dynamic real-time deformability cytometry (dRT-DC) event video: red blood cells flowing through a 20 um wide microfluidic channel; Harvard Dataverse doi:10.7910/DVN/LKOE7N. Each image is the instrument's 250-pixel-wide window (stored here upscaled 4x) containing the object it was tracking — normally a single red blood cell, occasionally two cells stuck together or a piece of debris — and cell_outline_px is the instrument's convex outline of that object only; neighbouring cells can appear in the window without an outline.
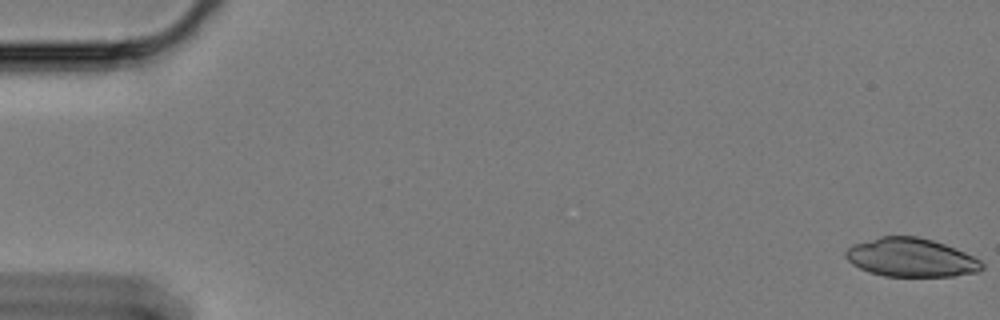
{"species": "Egyptian fruit bat (a non-hibernating species)", "species_latin": "Rousettus aegyptiacus", "temperature_condition": "cold", "stored_images_in_passage": 61, "camera_frame_rate_fps": 3000, "um_per_image_px": 0.085, "animal": {"sex": "female"}, "frame": {"image": 1, "passage_image": 1, "time_ms": 0.0, "image_size_px": [1000, 320], "cell_outline_px": [[984, 268], [980, 272], [952, 276], [884, 276], [868, 272], [852, 264], [844, 256], [844, 252], [852, 244], [880, 236], [916, 236], [932, 240], [944, 244], [964, 252], [980, 260], [984, 264]], "centroid_in_image_um": [77.42, 21.89], "position_along_channel_um": 7.6, "area_um2": 30.75}}
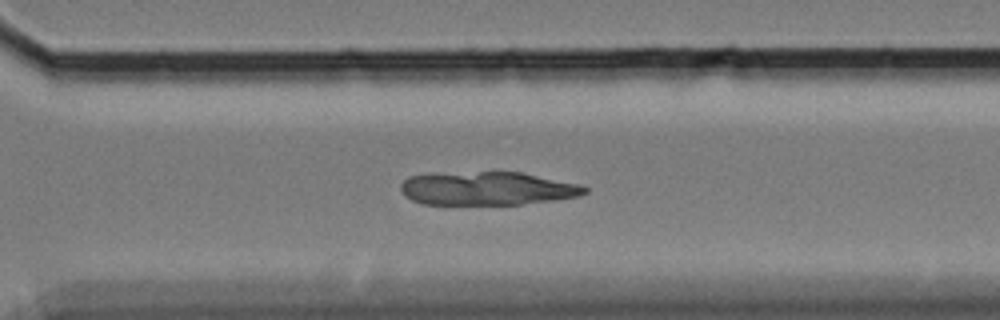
{"frame": {"image": 2, "passage_image": 43, "time_ms": 14.0, "image_size_px": [1000, 320], "cell_outline_px": [[588, 192], [580, 196], [556, 200], [520, 204], [424, 204], [412, 200], [404, 196], [400, 188], [400, 184], [408, 176], [428, 172], [520, 172], [576, 184], [588, 188]], "centroid_in_image_um": [41.34, 16.01], "position_along_channel_um": 329.3, "area_um2": 36.07}}
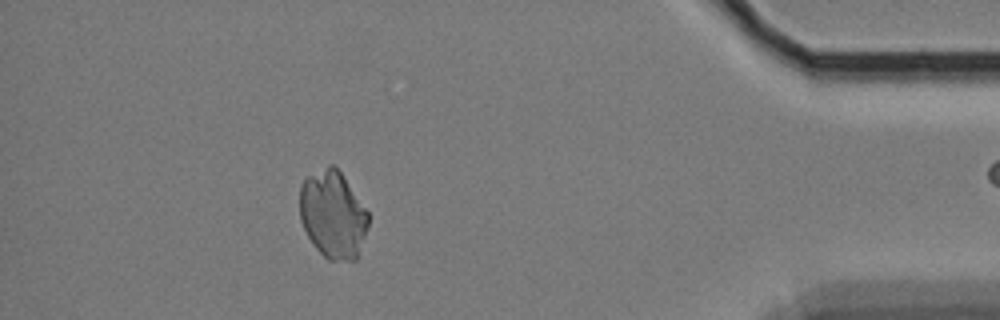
{"frame": {"image": 3, "passage_image": 54, "time_ms": 17.667, "image_size_px": [1000, 320], "cell_outline_px": [[368, 224], [356, 260], [328, 260], [312, 244], [300, 220], [300, 184], [308, 176], [328, 164], [332, 164], [340, 172], [368, 212]], "centroid_in_image_um": [28.27, 18.24], "position_along_channel_um": 406.9, "area_um2": 34.56}}